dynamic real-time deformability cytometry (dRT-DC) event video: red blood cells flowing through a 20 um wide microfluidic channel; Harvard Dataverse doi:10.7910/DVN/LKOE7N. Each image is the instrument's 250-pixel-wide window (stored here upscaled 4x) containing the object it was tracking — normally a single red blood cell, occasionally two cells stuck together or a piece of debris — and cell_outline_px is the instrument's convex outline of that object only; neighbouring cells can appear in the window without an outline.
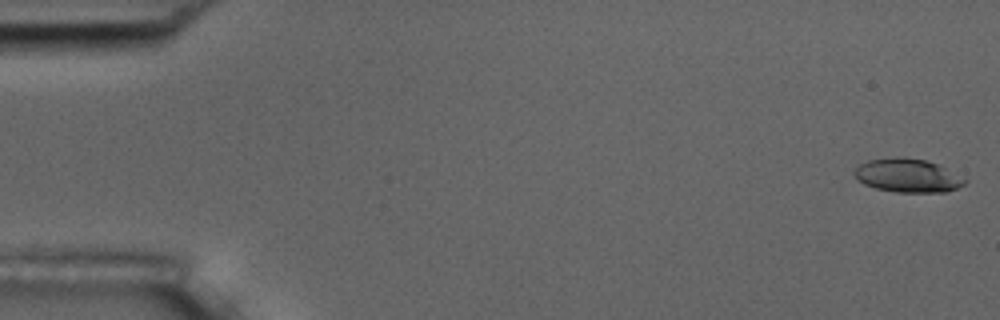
{"species": "common noctule bat (a hibernating species)", "species_latin": "Nyctalus noctula", "temperature_condition": "room temperature", "stored_images_in_passage": 6, "segment_of_instrument_passage": [2, 2], "camera_frame_rate_fps": 3000, "um_per_image_px": 0.085, "animal": {"sex": "male", "body_mass_g": 17.5, "forearm_length_mm": 52.3}, "frame": {"image": 1, "passage_image": 6, "time_ms": 6.667, "image_size_px": [1000, 320], "cell_outline_px": [[968, 180], [964, 184], [956, 188], [944, 192], [896, 192], [876, 188], [864, 184], [852, 172], [860, 164], [868, 160], [924, 160], [936, 164]], "centroid_in_image_um": [77.15, 14.97], "position_along_channel_um": 7.8, "area_um2": 20.46}}